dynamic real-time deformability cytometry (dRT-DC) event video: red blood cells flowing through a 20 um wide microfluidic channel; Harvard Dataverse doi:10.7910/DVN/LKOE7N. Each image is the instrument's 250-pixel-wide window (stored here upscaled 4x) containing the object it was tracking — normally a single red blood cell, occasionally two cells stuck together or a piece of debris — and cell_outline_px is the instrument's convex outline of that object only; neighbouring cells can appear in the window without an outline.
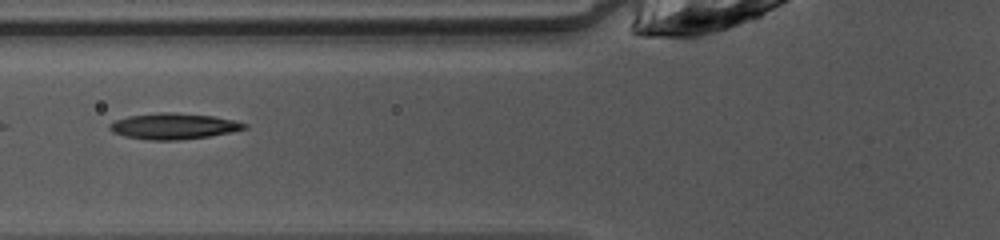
{"species": "common noctule bat (a hibernating species)", "species_latin": "Nyctalus noctula", "temperature_condition": "warm", "stored_images_in_passage": 38, "camera_frame_rate_fps": 3000, "um_per_image_px": 0.085, "animal": {"sex": "female", "body_mass_g": 10.0, "forearm_length_mm": 53.1}, "frame": {"image": 1, "passage_image": 10, "time_ms": 3.0, "image_size_px": [1000, 240], "cell_outline_px": [[248, 128], [232, 132], [208, 136], [176, 140], [148, 140], [124, 136], [112, 132], [108, 128], [108, 124], [116, 120], [128, 116], [160, 112], [176, 112], [212, 116], [232, 120], [248, 124]], "centroid_in_image_um": [14.73, 10.72], "position_along_channel_um": 111.1, "area_um2": 20.4}}
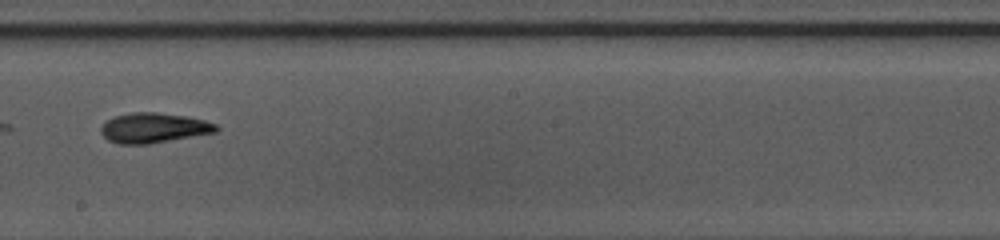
{"frame": {"image": 2, "passage_image": 19, "time_ms": 6.0, "image_size_px": [1000, 240], "cell_outline_px": [[220, 128], [216, 132], [148, 144], [120, 144], [108, 140], [100, 132], [100, 128], [108, 120], [116, 116], [132, 112], [156, 112], [188, 116], [204, 120], [216, 124]], "centroid_in_image_um": [13.08, 10.87], "position_along_channel_um": 235.1, "area_um2": 20.06}}
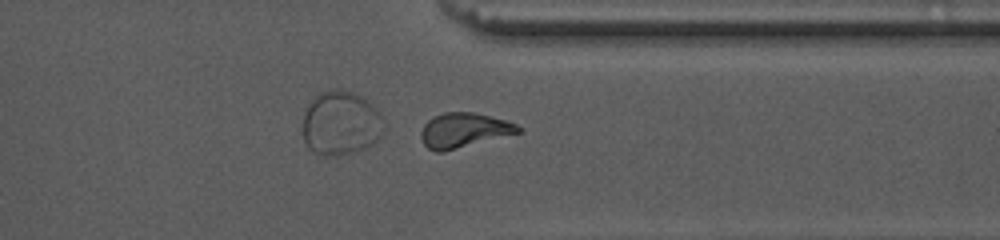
{"frame": {"image": 3, "passage_image": 29, "time_ms": 9.333, "image_size_px": [1000, 240], "cell_outline_px": [[520, 132], [444, 152], [436, 152], [428, 148], [424, 144], [420, 136], [420, 132], [424, 124], [432, 116], [444, 112], [472, 112], [508, 120], [516, 124], [520, 128]], "centroid_in_image_um": [39.39, 11.07], "position_along_channel_um": 372.0, "area_um2": 19.65}, "authors_computed_cell_mechanics": {"area_um2": 19.9988, "velocity_mm_per_s": 4.1286, "shape_relaxation_time_tau1_ms": 3.8624, "shape_relaxation_time_tau2_ms": 3.097, "deformation_change_tau1": 0.1597, "deformation_change_tau2": 0.1109}}